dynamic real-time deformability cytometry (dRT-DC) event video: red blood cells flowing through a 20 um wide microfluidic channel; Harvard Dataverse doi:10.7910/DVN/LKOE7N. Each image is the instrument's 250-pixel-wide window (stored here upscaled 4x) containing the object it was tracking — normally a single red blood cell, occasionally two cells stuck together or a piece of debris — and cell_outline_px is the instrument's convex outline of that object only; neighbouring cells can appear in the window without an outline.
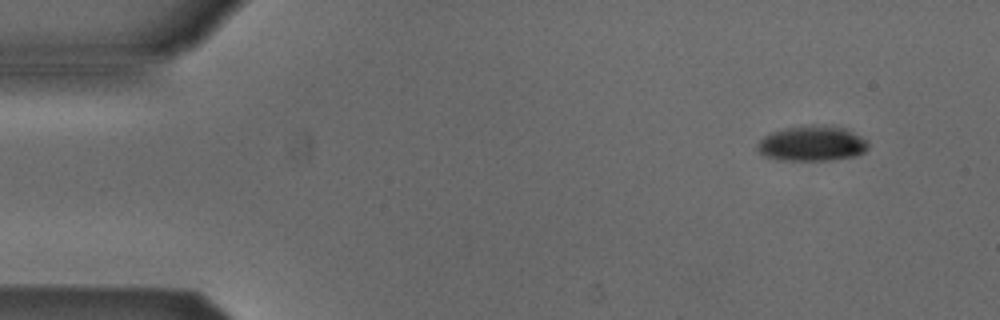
{"species": "Egyptian fruit bat (a non-hibernating species)", "species_latin": "Rousettus aegyptiacus", "temperature_condition": "cold", "stored_images_in_passage": 6, "segment_of_instrument_passage": [2, 2], "camera_frame_rate_fps": 3000, "um_per_image_px": 0.085, "animal": {"sex": "male"}, "frame": {"image": 1, "passage_image": 6, "time_ms": 6.0, "image_size_px": [1000, 320], "cell_outline_px": [[868, 148], [864, 152], [856, 156], [832, 160], [776, 160], [764, 156], [756, 148], [760, 140], [764, 136], [772, 132], [788, 128], [844, 128], [868, 140]], "centroid_in_image_um": [69.02, 12.27], "position_along_channel_um": 16.0, "area_um2": 21.91}}